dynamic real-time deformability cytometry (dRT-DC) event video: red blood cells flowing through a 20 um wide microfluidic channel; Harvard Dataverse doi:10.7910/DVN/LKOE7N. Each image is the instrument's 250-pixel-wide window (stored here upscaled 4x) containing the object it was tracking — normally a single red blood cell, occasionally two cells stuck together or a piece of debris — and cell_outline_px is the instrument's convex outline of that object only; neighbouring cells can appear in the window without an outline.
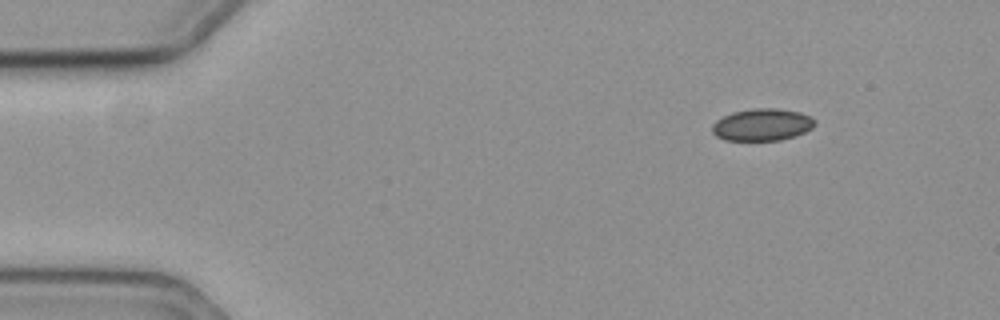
{"species": "common noctule bat (a hibernating species)", "species_latin": "Nyctalus noctula", "temperature_condition": "cold", "stored_images_in_passage": 52, "camera_frame_rate_fps": 3000, "um_per_image_px": 0.085, "animal": {"sex": "female", "body_mass_g": 19.3, "forearm_length_mm": 54.1}, "frame": {"image": 1, "passage_image": 1, "time_ms": 0.0, "image_size_px": [1000, 320], "cell_outline_px": [[816, 124], [812, 128], [804, 132], [780, 140], [724, 140], [716, 136], [712, 132], [712, 124], [716, 120], [732, 112], [752, 108], [776, 108], [800, 112], [812, 116], [816, 120]], "centroid_in_image_um": [64.79, 10.59], "position_along_channel_um": 20.2, "area_um2": 19.31}}
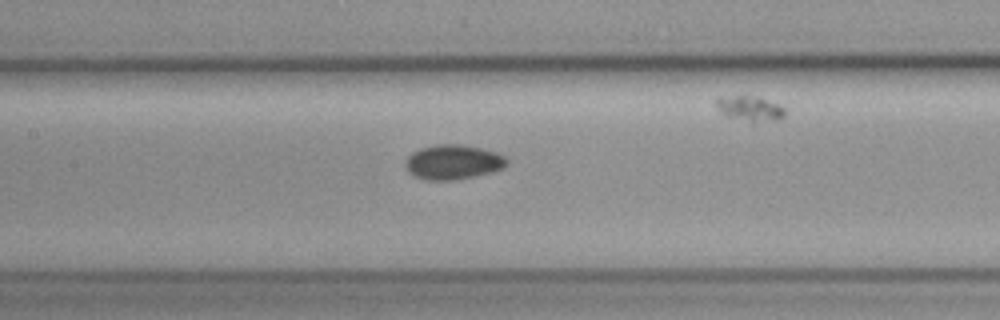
{"frame": {"image": 2, "passage_image": 21, "time_ms": 6.667, "image_size_px": [1000, 320], "cell_outline_px": [[508, 164], [504, 168], [492, 172], [456, 180], [424, 180], [412, 176], [408, 172], [404, 164], [404, 160], [412, 152], [420, 148], [436, 144], [460, 144], [480, 148], [496, 152], [504, 156], [508, 160]], "centroid_in_image_um": [38.48, 13.78], "position_along_channel_um": 168.9, "area_um2": 20.81}}
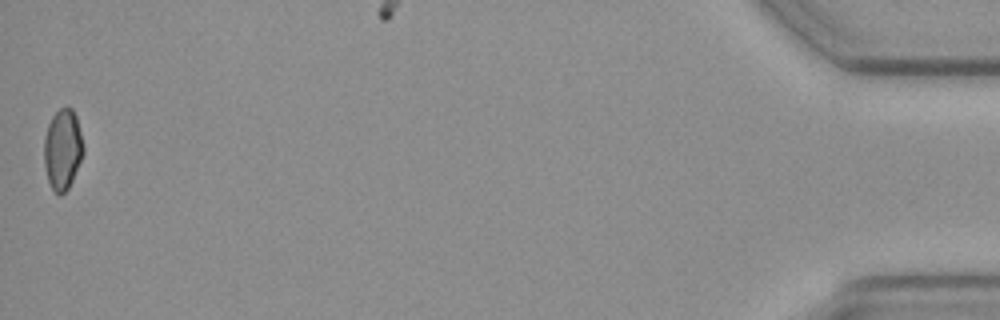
{"frame": {"image": 3, "passage_image": 52, "time_ms": 17.0, "image_size_px": [1000, 320], "cell_outline_px": [[84, 152], [72, 180], [68, 188], [60, 196], [52, 188], [48, 180], [44, 164], [44, 140], [48, 124], [52, 116], [60, 108], [72, 108], [76, 116], [84, 148]], "centroid_in_image_um": [5.32, 12.69], "position_along_channel_um": 429.9, "area_um2": 18.21}}